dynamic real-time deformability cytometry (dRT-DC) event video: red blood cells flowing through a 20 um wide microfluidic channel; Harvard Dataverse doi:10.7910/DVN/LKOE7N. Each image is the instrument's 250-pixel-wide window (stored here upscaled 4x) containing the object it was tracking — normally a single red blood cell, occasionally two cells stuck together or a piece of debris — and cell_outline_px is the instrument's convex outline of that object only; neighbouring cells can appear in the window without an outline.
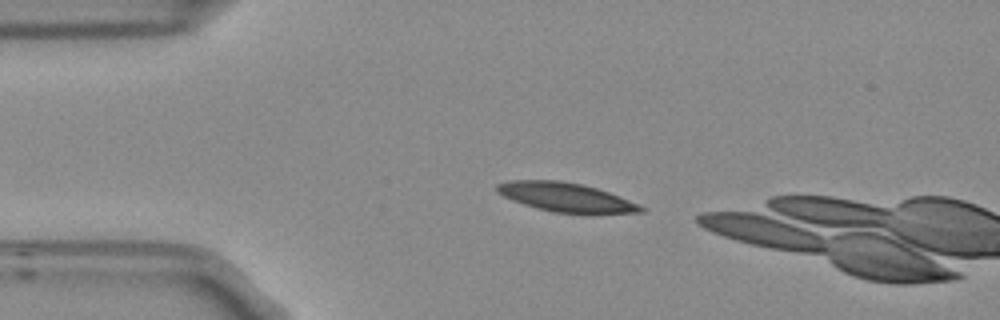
{"species": "Egyptian fruit bat (a non-hibernating species)", "species_latin": "Rousettus aegyptiacus", "temperature_condition": "room temperature", "stored_images_in_passage": 3, "camera_frame_rate_fps": 3000, "um_per_image_px": 0.085, "frame": {"image": 1, "passage_image": 1, "time_ms": 0.0, "image_size_px": [1000, 320], "cell_outline_px": [[644, 212], [556, 212], [536, 208], [512, 200], [496, 192], [496, 184], [508, 180], [560, 180], [580, 184], [596, 188], [608, 192], [640, 204], [644, 208]], "centroid_in_image_um": [48.03, 16.73], "position_along_channel_um": 37.0, "area_um2": 23.76}}